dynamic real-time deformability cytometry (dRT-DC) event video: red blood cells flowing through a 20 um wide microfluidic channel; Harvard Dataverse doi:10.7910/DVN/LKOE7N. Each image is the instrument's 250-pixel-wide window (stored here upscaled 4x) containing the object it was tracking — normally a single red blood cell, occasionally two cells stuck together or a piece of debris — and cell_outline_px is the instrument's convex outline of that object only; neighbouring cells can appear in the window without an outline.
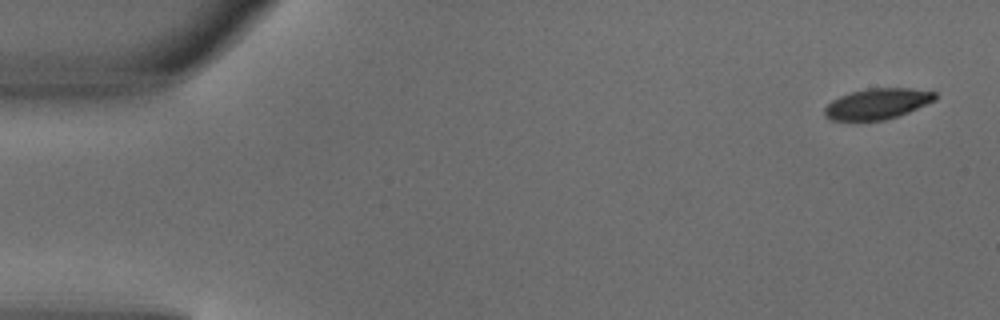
{"species": "common noctule bat (a hibernating species)", "species_latin": "Nyctalus noctula", "temperature_condition": "warm", "stored_images_in_passage": 4, "camera_frame_rate_fps": 3000, "um_per_image_px": 0.085, "animal": {"sex": "male", "body_mass_g": 18.8}, "frame": {"image": 1, "passage_image": 1, "time_ms": 0.0, "image_size_px": [1000, 320], "cell_outline_px": [[936, 100], [908, 112], [884, 120], [828, 120], [824, 116], [824, 108], [832, 100], [840, 96], [852, 92], [868, 88], [912, 88], [936, 92]], "centroid_in_image_um": [74.56, 8.82], "position_along_channel_um": 10.4, "area_um2": 19.71}}
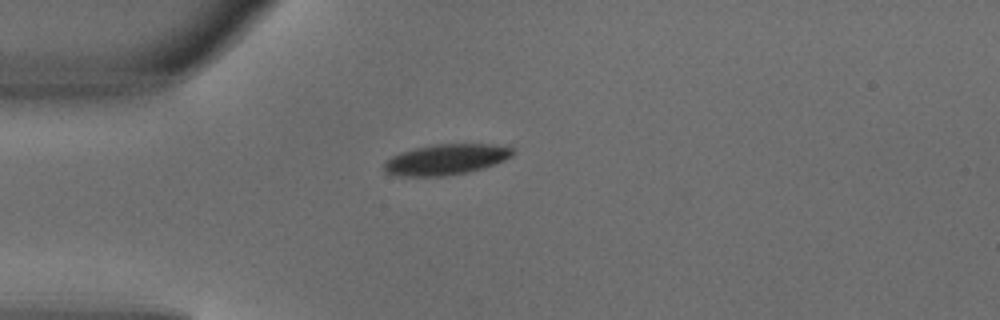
{"frame": {"image": 2, "passage_image": 3, "time_ms": 0.667, "image_size_px": [1000, 320], "cell_outline_px": [[516, 152], [512, 156], [504, 160], [468, 172], [444, 176], [400, 176], [384, 172], [384, 164], [392, 156], [400, 152], [416, 148], [436, 144], [492, 144], [512, 148]], "centroid_in_image_um": [37.9, 13.55], "position_along_channel_um": 47.1, "area_um2": 22.72}}